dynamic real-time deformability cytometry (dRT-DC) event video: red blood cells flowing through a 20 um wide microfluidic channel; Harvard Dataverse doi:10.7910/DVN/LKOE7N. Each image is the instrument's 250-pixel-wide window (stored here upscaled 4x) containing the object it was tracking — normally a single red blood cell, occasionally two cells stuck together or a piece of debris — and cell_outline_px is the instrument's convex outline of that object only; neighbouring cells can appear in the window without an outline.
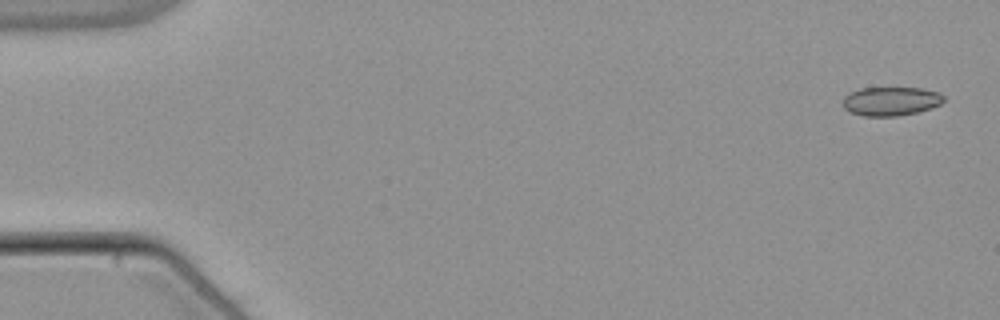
{"species": "common noctule bat (a hibernating species)", "species_latin": "Nyctalus noctula", "temperature_condition": "warm", "stored_images_in_passage": 54, "camera_frame_rate_fps": 3000, "um_per_image_px": 0.085, "animal": {"sex": "male", "body_mass_g": 21.5, "forearm_length_mm": 52.0}, "frame": {"image": 1, "passage_image": 2, "time_ms": 0.333, "image_size_px": [1000, 320], "cell_outline_px": [[944, 100], [940, 104], [916, 112], [896, 116], [864, 116], [848, 112], [844, 108], [844, 96], [848, 92], [860, 88], [920, 88], [940, 92], [944, 96]], "centroid_in_image_um": [75.69, 8.59], "position_along_channel_um": 9.3, "area_um2": 16.94}}
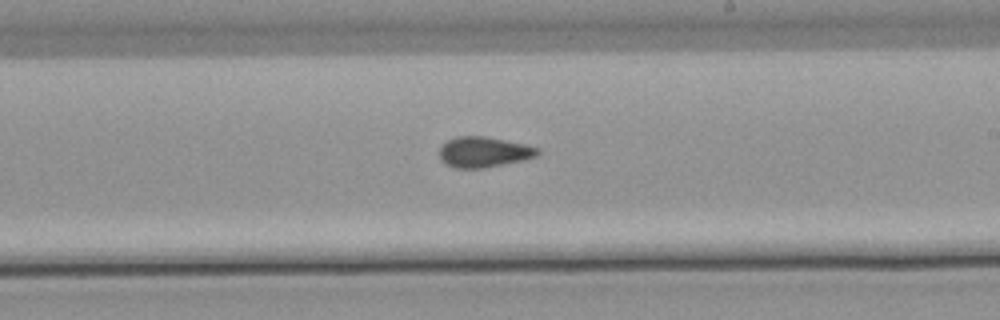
{"frame": {"image": 2, "passage_image": 32, "time_ms": 10.333, "image_size_px": [1000, 320], "cell_outline_px": [[540, 152], [536, 156], [524, 160], [484, 168], [456, 168], [444, 164], [440, 160], [440, 148], [448, 140], [456, 136], [484, 136], [524, 144], [540, 148]], "centroid_in_image_um": [41.12, 12.93], "position_along_channel_um": 247.9, "area_um2": 17.46}}
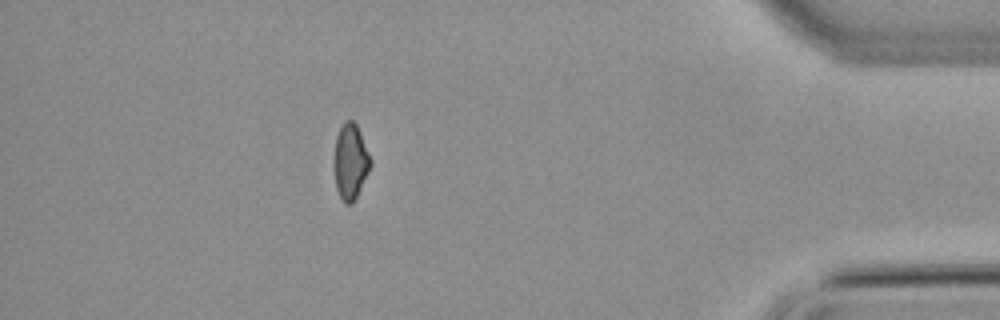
{"frame": {"image": 3, "passage_image": 48, "time_ms": 15.667, "image_size_px": [1000, 320], "cell_outline_px": [[372, 164], [352, 204], [344, 204], [336, 188], [332, 164], [332, 160], [336, 136], [344, 120], [352, 120], [356, 124], [360, 132], [372, 160]], "centroid_in_image_um": [29.75, 13.72], "position_along_channel_um": 405.4, "area_um2": 16.3}, "authors_computed_cell_mechanics": {"area_um2": 17.3111, "velocity_mm_per_s": 3.8336, "shape_relaxation_time_tau1_ms": null, "shape_relaxation_time_tau2_ms": 3.9974, "deformation_change_tau1": null, "deformation_change_tau2": 0.0548}}